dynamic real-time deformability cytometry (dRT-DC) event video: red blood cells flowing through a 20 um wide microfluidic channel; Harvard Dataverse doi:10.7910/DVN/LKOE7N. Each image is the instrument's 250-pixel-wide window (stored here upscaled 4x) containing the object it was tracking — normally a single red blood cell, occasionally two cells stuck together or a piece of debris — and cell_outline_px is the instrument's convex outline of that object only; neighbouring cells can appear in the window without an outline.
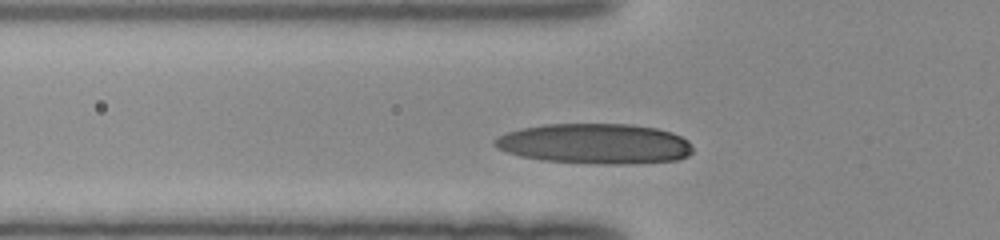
{"species": "human", "species_latin": "Homo sapiens", "temperature_condition": "room temperature", "stored_images_in_passage": 32, "camera_frame_rate_fps": 3000, "um_per_image_px": 0.085, "donor": {"sex": "female"}, "frame": {"image": 1, "passage_image": 8, "time_ms": 2.333, "image_size_px": [1000, 240], "cell_outline_px": [[692, 152], [688, 156], [676, 160], [628, 164], [604, 164], [544, 160], [520, 156], [508, 152], [492, 144], [492, 140], [508, 132], [520, 128], [544, 124], [632, 124], [656, 128], [672, 132], [688, 140], [692, 148]], "centroid_in_image_um": [50.59, 12.21], "position_along_channel_um": 75.2, "area_um2": 46.41}}
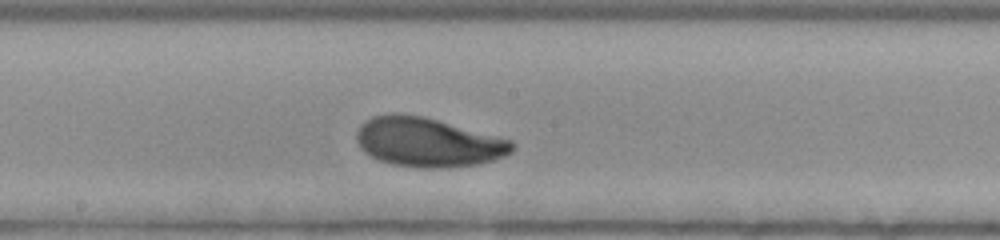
{"frame": {"image": 2, "passage_image": 18, "time_ms": 5.667, "image_size_px": [1000, 240], "cell_outline_px": [[516, 148], [512, 152], [504, 156], [480, 164], [448, 168], [416, 168], [392, 164], [380, 160], [364, 152], [360, 148], [356, 140], [356, 132], [360, 124], [364, 120], [372, 116], [396, 112], [424, 116], [512, 140]], "centroid_in_image_um": [36.36, 12.09], "position_along_channel_um": 211.8, "area_um2": 45.14}}
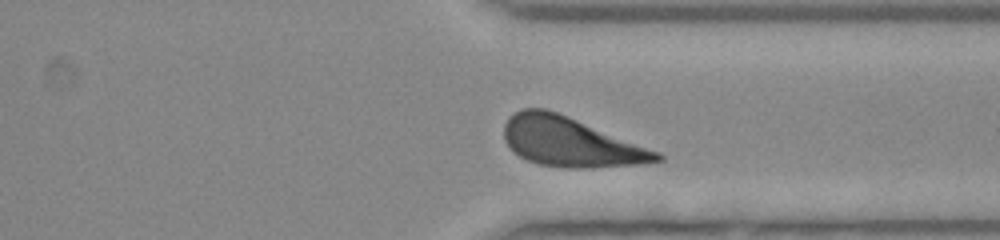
{"frame": {"image": 3, "passage_image": 29, "time_ms": 9.333, "image_size_px": [1000, 240], "cell_outline_px": [[664, 160], [648, 164], [592, 168], [568, 168], [540, 164], [528, 160], [512, 152], [508, 148], [504, 140], [504, 124], [508, 116], [520, 108], [544, 108], [556, 112], [660, 152], [664, 156]], "centroid_in_image_um": [48.48, 12.08], "position_along_channel_um": 362.9, "area_um2": 44.1}}